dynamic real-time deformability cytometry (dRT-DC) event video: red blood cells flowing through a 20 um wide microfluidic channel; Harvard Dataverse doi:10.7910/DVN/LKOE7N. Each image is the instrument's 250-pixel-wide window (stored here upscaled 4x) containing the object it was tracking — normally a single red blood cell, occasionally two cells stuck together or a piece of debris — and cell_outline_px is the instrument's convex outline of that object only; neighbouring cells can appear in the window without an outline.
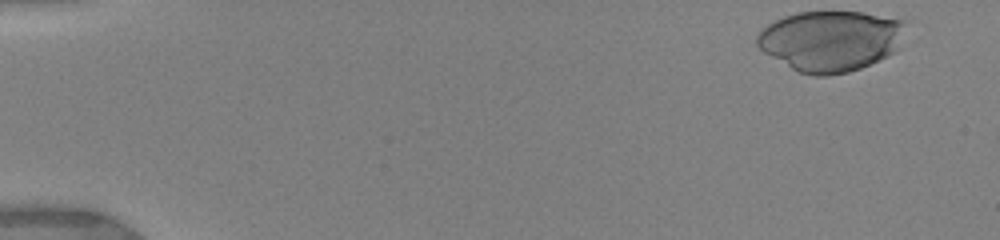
{"species": "human", "species_latin": "Homo sapiens", "temperature_condition": "warm", "stored_images_in_passage": 6, "camera_frame_rate_fps": 3000, "um_per_image_px": 0.085, "donor": {"sex": "female"}, "frame": {"image": 1, "passage_image": 1, "time_ms": 0.0, "image_size_px": [1000, 240], "cell_outline_px": [[904, 24], [896, 52], [888, 56], [860, 68], [848, 72], [828, 76], [812, 76], [800, 72], [792, 68], [764, 52], [756, 44], [756, 32], [768, 24], [784, 16], [796, 12], [864, 12], [904, 20]], "centroid_in_image_um": [70.56, 3.47], "position_along_channel_um": 14.4, "area_um2": 52.31}}